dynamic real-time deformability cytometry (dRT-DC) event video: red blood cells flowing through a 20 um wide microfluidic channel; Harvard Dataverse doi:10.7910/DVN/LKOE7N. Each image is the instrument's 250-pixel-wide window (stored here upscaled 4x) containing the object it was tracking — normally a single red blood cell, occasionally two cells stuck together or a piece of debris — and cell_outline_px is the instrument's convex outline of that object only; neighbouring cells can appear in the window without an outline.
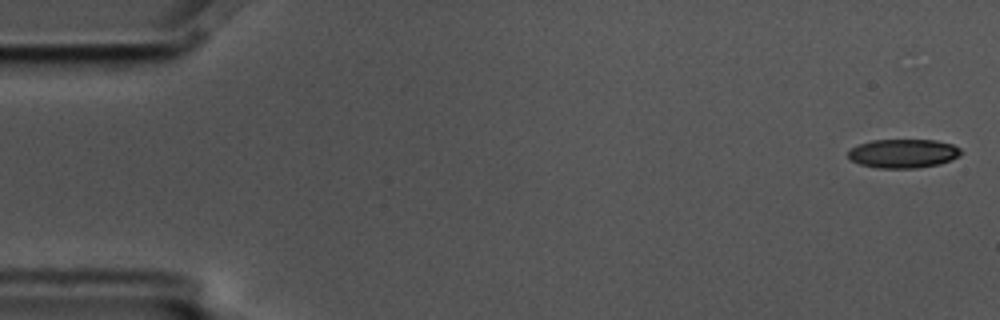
{"species": "common noctule bat (a hibernating species)", "species_latin": "Nyctalus noctula", "temperature_condition": "cold", "stored_images_in_passage": 4, "camera_frame_rate_fps": 3000, "um_per_image_px": 0.085, "animal": {"sex": "male", "body_mass_g": 17.5, "forearm_length_mm": 52.3}, "frame": {"image": 1, "passage_image": 1, "time_ms": 0.0, "image_size_px": [1000, 320], "cell_outline_px": [[964, 152], [960, 156], [952, 160], [940, 164], [916, 168], [876, 168], [860, 164], [852, 160], [848, 156], [848, 152], [852, 148], [860, 144], [872, 140], [936, 140], [952, 144], [960, 148]], "centroid_in_image_um": [76.83, 13.05], "position_along_channel_um": 8.2, "area_um2": 19.07}}